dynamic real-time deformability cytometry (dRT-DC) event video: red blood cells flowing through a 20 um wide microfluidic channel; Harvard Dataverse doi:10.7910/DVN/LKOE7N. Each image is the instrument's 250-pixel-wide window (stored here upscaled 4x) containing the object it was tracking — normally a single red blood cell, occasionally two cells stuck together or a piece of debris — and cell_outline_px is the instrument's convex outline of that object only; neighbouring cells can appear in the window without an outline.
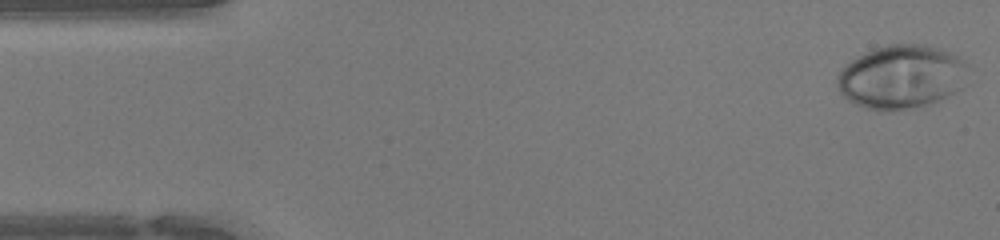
{"species": "human", "species_latin": "Homo sapiens", "temperature_condition": "warm", "stored_images_in_passage": 46, "camera_frame_rate_fps": 3000, "um_per_image_px": 0.085, "donor": {"sex": "female"}, "frame": {"image": 1, "passage_image": 1, "time_ms": 0.0, "image_size_px": [1000, 240], "cell_outline_px": [[968, 84], [964, 88], [956, 92], [936, 100], [912, 108], [884, 112], [876, 112], [856, 104], [848, 100], [840, 92], [836, 84], [836, 76], [852, 60], [864, 52], [872, 48], [888, 44], [928, 44], [948, 52], [956, 56], [968, 64]], "centroid_in_image_um": [76.64, 6.53], "position_along_channel_um": 8.4, "area_um2": 49.01}}
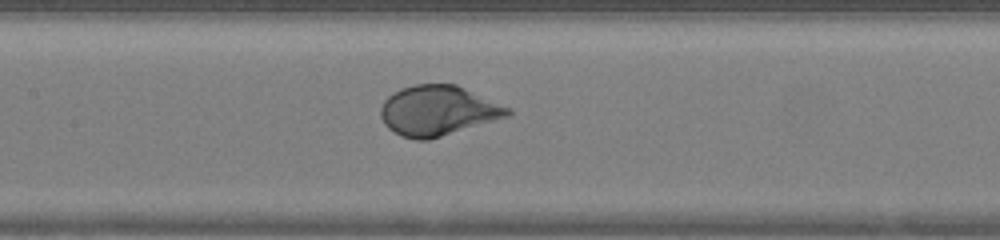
{"frame": {"image": 2, "passage_image": 21, "time_ms": 6.667, "image_size_px": [1000, 240], "cell_outline_px": [[512, 112], [508, 116], [428, 140], [416, 140], [400, 136], [388, 128], [384, 124], [380, 116], [380, 108], [384, 100], [392, 92], [400, 88], [416, 84], [456, 84], [512, 108]], "centroid_in_image_um": [37.2, 9.4], "position_along_channel_um": 170.2, "area_um2": 37.11}}
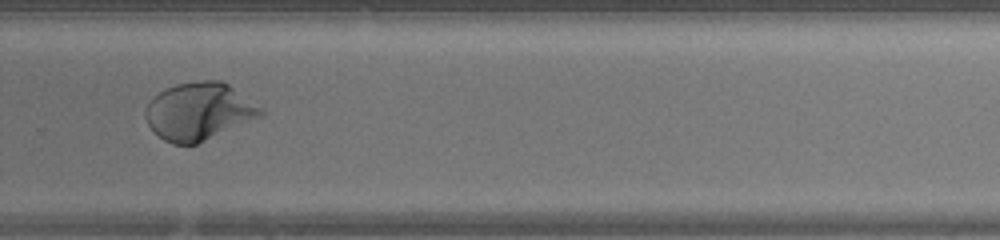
{"frame": {"image": 3, "passage_image": 31, "time_ms": 10.0, "image_size_px": [1000, 240], "cell_outline_px": [[264, 116], [196, 144], [172, 144], [164, 140], [148, 124], [144, 116], [144, 112], [152, 96], [164, 88], [176, 84], [196, 80], [220, 80], [228, 84], [264, 108]], "centroid_in_image_um": [16.93, 9.45], "position_along_channel_um": 312.9, "area_um2": 38.9}, "authors_computed_cell_mechanics": {"area_um2": 39.882, "velocity_mm_per_s": 4.3033, "shape_relaxation_time_tau1_ms": 2.8509, "shape_relaxation_time_tau2_ms": null, "deformation_change_tau1": 0.1767, "deformation_change_tau2": null}}